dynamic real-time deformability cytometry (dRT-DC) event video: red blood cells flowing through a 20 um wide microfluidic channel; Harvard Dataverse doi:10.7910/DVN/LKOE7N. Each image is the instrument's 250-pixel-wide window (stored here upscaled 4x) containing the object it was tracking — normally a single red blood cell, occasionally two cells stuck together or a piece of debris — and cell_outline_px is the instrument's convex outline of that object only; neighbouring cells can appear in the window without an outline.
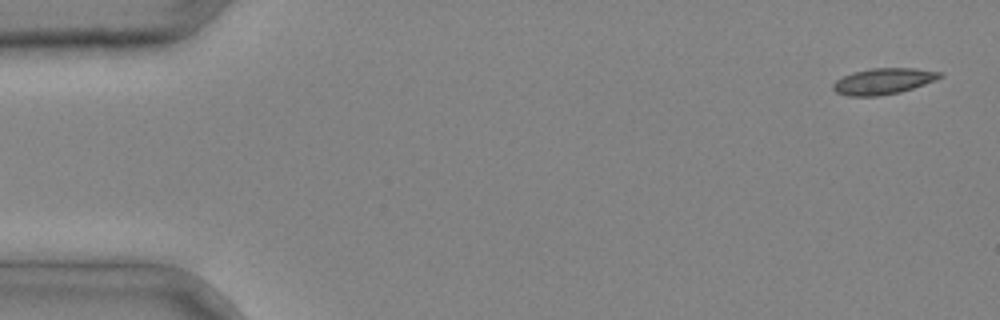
{"species": "common noctule bat (a hibernating species)", "species_latin": "Nyctalus noctula", "temperature_condition": "cold", "stored_images_in_passage": 3, "camera_frame_rate_fps": 3000, "um_per_image_px": 0.085, "animal": {"sex": "male", "body_mass_g": 20.4}, "frame": {"image": 1, "passage_image": 3, "time_ms": 0.667, "image_size_px": [1000, 320], "cell_outline_px": [[944, 76], [924, 84], [900, 92], [876, 96], [848, 96], [836, 92], [832, 88], [832, 84], [836, 80], [852, 72], [872, 68], [916, 68], [944, 72]], "centroid_in_image_um": [75.09, 6.89], "position_along_channel_um": 9.9, "area_um2": 16.24}}